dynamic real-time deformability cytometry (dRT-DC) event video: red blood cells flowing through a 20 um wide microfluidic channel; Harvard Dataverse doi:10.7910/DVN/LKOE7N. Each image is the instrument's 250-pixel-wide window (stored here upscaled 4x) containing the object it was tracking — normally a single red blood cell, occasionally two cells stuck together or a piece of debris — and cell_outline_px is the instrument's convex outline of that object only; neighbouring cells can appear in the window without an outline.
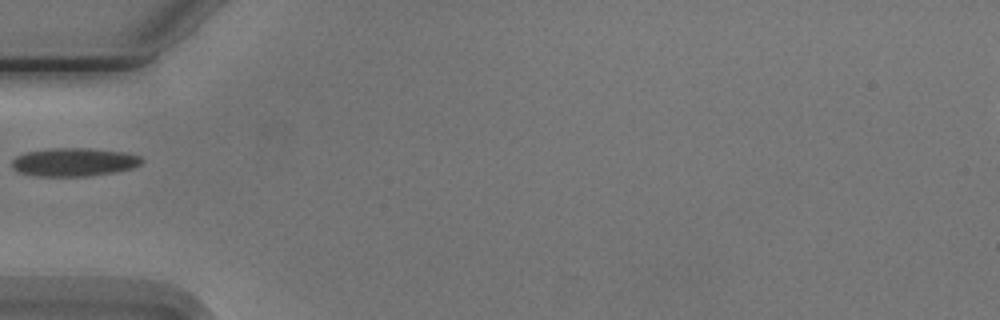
{"species": "Egyptian fruit bat (a non-hibernating species)", "species_latin": "Rousettus aegyptiacus", "temperature_condition": "cold", "stored_images_in_passage": 2, "camera_frame_rate_fps": 3000, "um_per_image_px": 0.085, "animal": {"sex": "male"}, "frame": {"image": 1, "passage_image": 1, "time_ms": 0.0, "image_size_px": [1000, 320], "cell_outline_px": [[144, 160], [140, 164], [132, 168], [116, 172], [88, 176], [36, 176], [20, 172], [12, 168], [12, 160], [16, 156], [24, 152], [52, 148], [88, 148], [128, 152], [140, 156]], "centroid_in_image_um": [6.31, 13.77], "position_along_channel_um": 78.7, "area_um2": 21.62}}
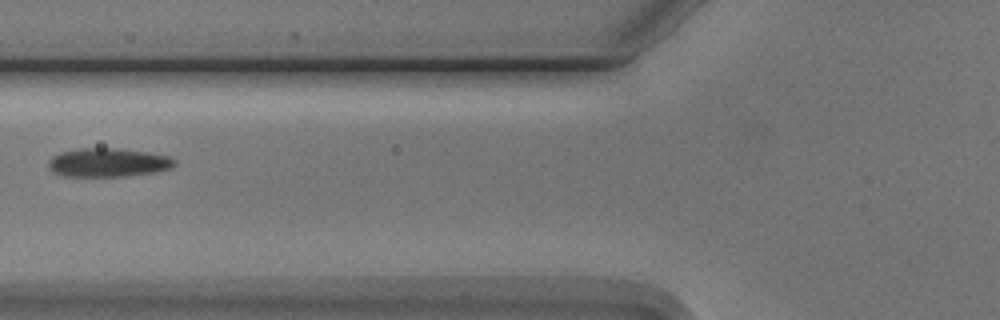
{"frame": {"image": 2, "passage_image": 2, "time_ms": 1.0, "image_size_px": [1000, 320], "cell_outline_px": [[176, 164], [172, 168], [156, 172], [124, 176], [64, 176], [52, 172], [48, 168], [48, 164], [52, 156], [60, 152], [80, 148], [116, 148], [148, 152], [168, 156], [176, 160]], "centroid_in_image_um": [9.19, 13.81], "position_along_channel_um": 116.6, "area_um2": 21.21}}